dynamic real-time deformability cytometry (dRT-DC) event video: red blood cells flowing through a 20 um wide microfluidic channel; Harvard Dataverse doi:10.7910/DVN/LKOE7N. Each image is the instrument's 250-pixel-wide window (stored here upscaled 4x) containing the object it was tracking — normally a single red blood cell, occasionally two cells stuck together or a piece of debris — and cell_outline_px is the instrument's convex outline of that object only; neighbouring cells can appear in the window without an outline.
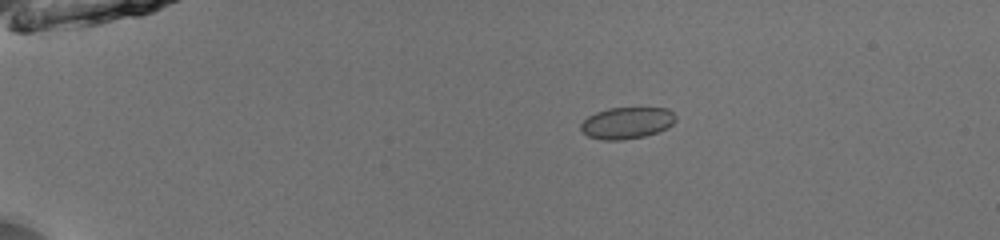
{"species": "common noctule bat (a hibernating species)", "species_latin": "Nyctalus noctula", "temperature_condition": "room temperature", "stored_images_in_passage": 42, "camera_frame_rate_fps": 3000, "um_per_image_px": 0.085, "animal": {"sex": "male", "body_mass_g": 13.0, "forearm_length_mm": 53.1}, "frame": {"image": 1, "passage_image": 1, "time_ms": 0.0, "image_size_px": [1000, 240], "cell_outline_px": [[676, 120], [668, 128], [644, 136], [624, 140], [604, 140], [588, 136], [580, 128], [580, 124], [588, 116], [596, 112], [608, 108], [668, 108], [676, 116]], "centroid_in_image_um": [53.29, 10.44], "position_along_channel_um": 31.7, "area_um2": 17.46}}
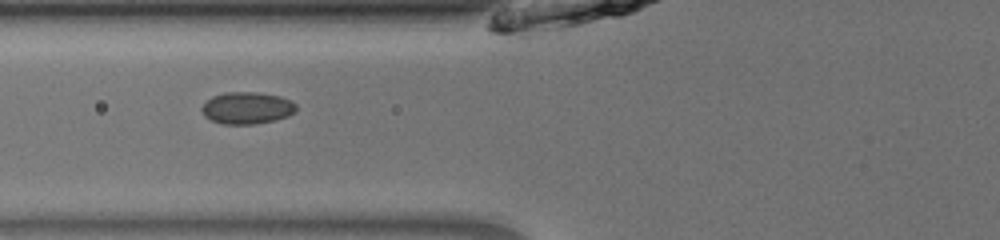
{"frame": {"image": 2, "passage_image": 12, "time_ms": 3.667, "image_size_px": [1000, 240], "cell_outline_px": [[296, 112], [288, 116], [276, 120], [256, 124], [224, 124], [212, 120], [204, 116], [200, 108], [212, 96], [224, 92], [256, 92], [280, 96], [292, 100], [296, 104]], "centroid_in_image_um": [21.02, 9.17], "position_along_channel_um": 104.8, "area_um2": 17.74}}
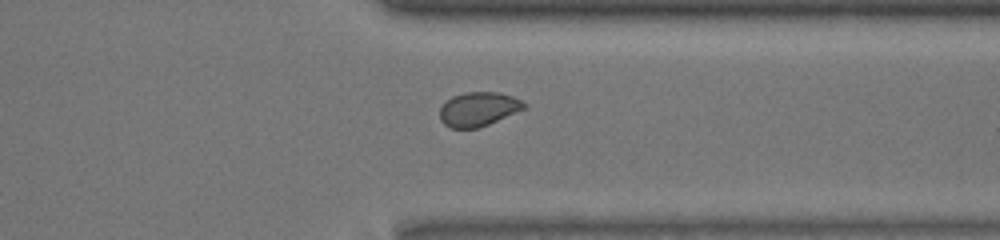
{"frame": {"image": 3, "passage_image": 32, "time_ms": 10.333, "image_size_px": [1000, 240], "cell_outline_px": [[528, 108], [488, 124], [476, 128], [452, 128], [444, 124], [440, 120], [440, 108], [452, 96], [464, 92], [500, 92], [512, 96], [528, 104]], "centroid_in_image_um": [40.7, 9.27], "position_along_channel_um": 370.7, "area_um2": 16.82}, "authors_computed_cell_mechanics": {"area_um2": 17.1666, "velocity_mm_per_s": 3.9829, "shape_relaxation_time_tau1_ms": null, "shape_relaxation_time_tau2_ms": 0.7231, "deformation_change_tau1": null, "deformation_change_tau2": 0.0375}}